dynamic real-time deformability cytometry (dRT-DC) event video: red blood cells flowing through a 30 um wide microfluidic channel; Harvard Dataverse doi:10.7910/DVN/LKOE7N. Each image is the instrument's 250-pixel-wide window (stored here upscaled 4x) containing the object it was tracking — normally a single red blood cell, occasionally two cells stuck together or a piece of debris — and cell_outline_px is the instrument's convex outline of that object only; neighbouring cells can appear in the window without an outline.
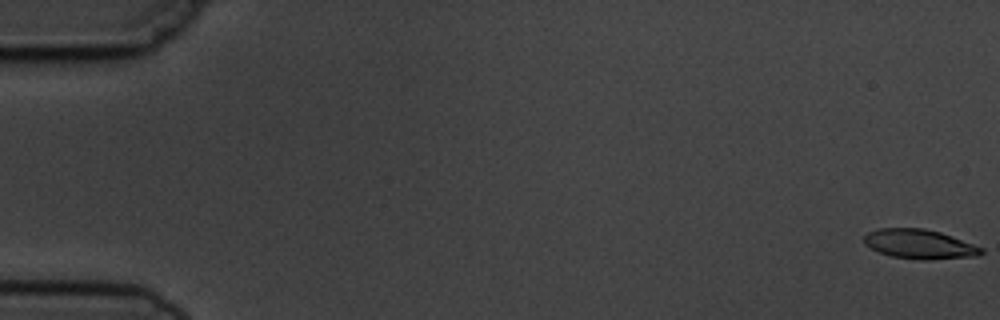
{"species": "common noctule bat (a hibernating species)", "species_latin": "Nyctalus noctula", "temperature_condition": "cold", "stored_images_in_passage": 6, "camera_frame_rate_fps": 3000, "um_per_image_px": 0.085, "animal": {"sex": "male", "body_mass_g": 19.5, "forearm_length_mm": 54.6}, "frame": {"image": 1, "passage_image": 1, "time_ms": 0.0, "image_size_px": [1000, 320], "cell_outline_px": [[984, 252], [976, 256], [924, 260], [920, 260], [892, 256], [880, 252], [864, 244], [864, 236], [868, 232], [880, 228], [924, 228], [940, 232], [952, 236], [984, 248]], "centroid_in_image_um": [78.17, 20.74], "position_along_channel_um": 6.8, "area_um2": 20.0}}
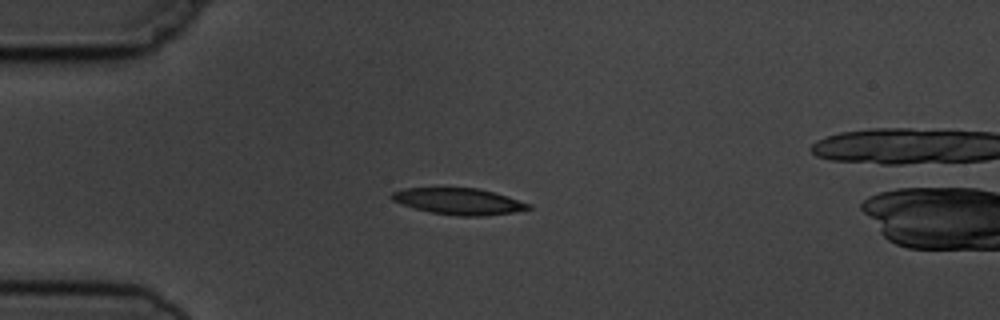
{"frame": {"image": 2, "passage_image": 5, "time_ms": 4.667, "image_size_px": [1000, 320], "cell_outline_px": [[532, 208], [512, 212], [484, 216], [460, 216], [432, 212], [416, 208], [392, 200], [392, 192], [404, 188], [476, 188], [492, 192], [532, 204]], "centroid_in_image_um": [39.02, 17.11], "position_along_channel_um": 46.0, "area_um2": 20.58}}